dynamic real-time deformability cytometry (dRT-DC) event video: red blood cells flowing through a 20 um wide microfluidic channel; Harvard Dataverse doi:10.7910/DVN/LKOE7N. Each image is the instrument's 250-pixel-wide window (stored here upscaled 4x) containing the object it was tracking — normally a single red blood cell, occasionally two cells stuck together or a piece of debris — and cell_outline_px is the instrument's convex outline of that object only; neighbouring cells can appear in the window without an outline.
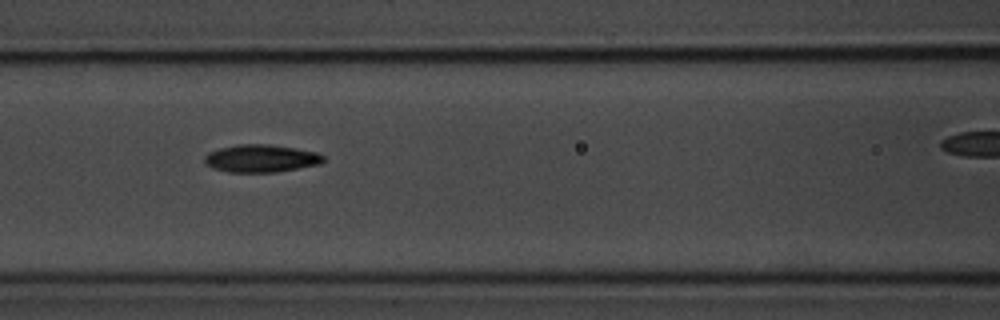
{"species": "common noctule bat (a hibernating species)", "species_latin": "Nyctalus noctula", "temperature_condition": "room temperature", "stored_images_in_passage": 12, "camera_frame_rate_fps": 3000, "um_per_image_px": 0.085, "animal": {"sex": "male", "body_mass_g": 20.1, "forearm_length_mm": 53.5}, "frame": {"image": 1, "passage_image": 7, "time_ms": 7.667, "image_size_px": [1000, 320], "cell_outline_px": [[324, 160], [320, 164], [276, 172], [228, 172], [212, 168], [204, 160], [204, 156], [208, 152], [220, 148], [240, 144], [268, 144], [296, 148], [316, 152], [324, 156]], "centroid_in_image_um": [22.18, 13.46], "position_along_channel_um": 144.4, "area_um2": 19.07}}